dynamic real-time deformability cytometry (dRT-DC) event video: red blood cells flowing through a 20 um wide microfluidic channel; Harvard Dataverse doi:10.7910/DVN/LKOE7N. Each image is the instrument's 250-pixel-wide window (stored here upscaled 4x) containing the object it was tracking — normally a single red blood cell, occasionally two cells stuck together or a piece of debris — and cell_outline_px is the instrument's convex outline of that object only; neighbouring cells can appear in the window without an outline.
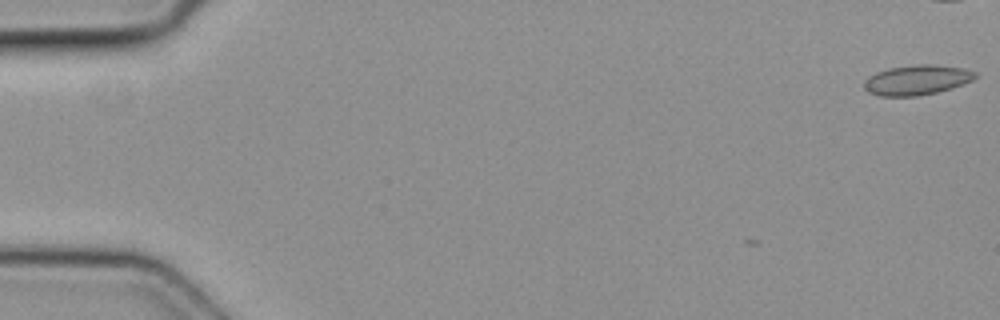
{"species": "common noctule bat (a hibernating species)", "species_latin": "Nyctalus noctula", "temperature_condition": "cold", "stored_images_in_passage": 5, "camera_frame_rate_fps": 3000, "um_per_image_px": 0.085, "animal": {"sex": "female", "body_mass_g": 19.3, "forearm_length_mm": 54.1}, "frame": {"image": 1, "passage_image": 1, "time_ms": 0.0, "image_size_px": [1000, 320], "cell_outline_px": [[976, 76], [972, 80], [964, 84], [952, 88], [936, 92], [916, 96], [880, 96], [868, 92], [864, 88], [864, 80], [868, 76], [876, 72], [888, 68], [916, 64], [936, 64], [964, 68], [976, 72]], "centroid_in_image_um": [77.92, 6.79], "position_along_channel_um": 7.1, "area_um2": 19.54}}